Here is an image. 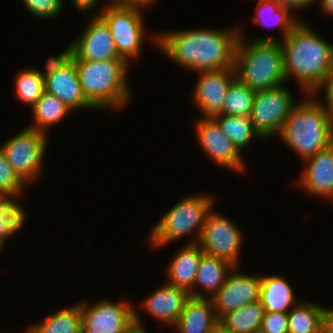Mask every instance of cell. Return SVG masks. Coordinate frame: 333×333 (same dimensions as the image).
I'll use <instances>...</instances> for the list:
<instances>
[{
	"mask_svg": "<svg viewBox=\"0 0 333 333\" xmlns=\"http://www.w3.org/2000/svg\"><path fill=\"white\" fill-rule=\"evenodd\" d=\"M14 87L17 99L33 107L45 92V78L36 68L23 69L17 75Z\"/></svg>",
	"mask_w": 333,
	"mask_h": 333,
	"instance_id": "obj_30",
	"label": "cell"
},
{
	"mask_svg": "<svg viewBox=\"0 0 333 333\" xmlns=\"http://www.w3.org/2000/svg\"><path fill=\"white\" fill-rule=\"evenodd\" d=\"M265 312L288 313L298 302L283 276H261L260 299Z\"/></svg>",
	"mask_w": 333,
	"mask_h": 333,
	"instance_id": "obj_21",
	"label": "cell"
},
{
	"mask_svg": "<svg viewBox=\"0 0 333 333\" xmlns=\"http://www.w3.org/2000/svg\"><path fill=\"white\" fill-rule=\"evenodd\" d=\"M45 91L55 95L71 110L89 107L94 109L83 94L73 59L64 68L45 77Z\"/></svg>",
	"mask_w": 333,
	"mask_h": 333,
	"instance_id": "obj_19",
	"label": "cell"
},
{
	"mask_svg": "<svg viewBox=\"0 0 333 333\" xmlns=\"http://www.w3.org/2000/svg\"><path fill=\"white\" fill-rule=\"evenodd\" d=\"M264 313L258 300L226 313L219 319V325L229 333H257L261 330Z\"/></svg>",
	"mask_w": 333,
	"mask_h": 333,
	"instance_id": "obj_22",
	"label": "cell"
},
{
	"mask_svg": "<svg viewBox=\"0 0 333 333\" xmlns=\"http://www.w3.org/2000/svg\"><path fill=\"white\" fill-rule=\"evenodd\" d=\"M324 308L308 302H298L288 312L289 333H322Z\"/></svg>",
	"mask_w": 333,
	"mask_h": 333,
	"instance_id": "obj_26",
	"label": "cell"
},
{
	"mask_svg": "<svg viewBox=\"0 0 333 333\" xmlns=\"http://www.w3.org/2000/svg\"><path fill=\"white\" fill-rule=\"evenodd\" d=\"M203 254L204 252L196 241L182 247L167 266L169 277L167 283L187 290L190 297L208 298V295L205 296L203 292L193 290L197 268Z\"/></svg>",
	"mask_w": 333,
	"mask_h": 333,
	"instance_id": "obj_17",
	"label": "cell"
},
{
	"mask_svg": "<svg viewBox=\"0 0 333 333\" xmlns=\"http://www.w3.org/2000/svg\"><path fill=\"white\" fill-rule=\"evenodd\" d=\"M154 1L157 0H112V2L122 5H130L144 8L150 4H154Z\"/></svg>",
	"mask_w": 333,
	"mask_h": 333,
	"instance_id": "obj_39",
	"label": "cell"
},
{
	"mask_svg": "<svg viewBox=\"0 0 333 333\" xmlns=\"http://www.w3.org/2000/svg\"><path fill=\"white\" fill-rule=\"evenodd\" d=\"M233 268L229 262L204 253L197 268L194 286H201L212 298Z\"/></svg>",
	"mask_w": 333,
	"mask_h": 333,
	"instance_id": "obj_23",
	"label": "cell"
},
{
	"mask_svg": "<svg viewBox=\"0 0 333 333\" xmlns=\"http://www.w3.org/2000/svg\"><path fill=\"white\" fill-rule=\"evenodd\" d=\"M24 185L25 182L16 174L0 148V195H10L18 199Z\"/></svg>",
	"mask_w": 333,
	"mask_h": 333,
	"instance_id": "obj_32",
	"label": "cell"
},
{
	"mask_svg": "<svg viewBox=\"0 0 333 333\" xmlns=\"http://www.w3.org/2000/svg\"><path fill=\"white\" fill-rule=\"evenodd\" d=\"M26 333H34V332L29 327V329L26 331Z\"/></svg>",
	"mask_w": 333,
	"mask_h": 333,
	"instance_id": "obj_44",
	"label": "cell"
},
{
	"mask_svg": "<svg viewBox=\"0 0 333 333\" xmlns=\"http://www.w3.org/2000/svg\"><path fill=\"white\" fill-rule=\"evenodd\" d=\"M74 2V5L76 9L79 11H87L90 10L93 6H95L96 2L98 0H72Z\"/></svg>",
	"mask_w": 333,
	"mask_h": 333,
	"instance_id": "obj_40",
	"label": "cell"
},
{
	"mask_svg": "<svg viewBox=\"0 0 333 333\" xmlns=\"http://www.w3.org/2000/svg\"><path fill=\"white\" fill-rule=\"evenodd\" d=\"M34 123L31 128L47 133L49 127L58 124L71 109L55 95L44 92L41 98L32 107Z\"/></svg>",
	"mask_w": 333,
	"mask_h": 333,
	"instance_id": "obj_24",
	"label": "cell"
},
{
	"mask_svg": "<svg viewBox=\"0 0 333 333\" xmlns=\"http://www.w3.org/2000/svg\"><path fill=\"white\" fill-rule=\"evenodd\" d=\"M322 333H333V309L324 308Z\"/></svg>",
	"mask_w": 333,
	"mask_h": 333,
	"instance_id": "obj_37",
	"label": "cell"
},
{
	"mask_svg": "<svg viewBox=\"0 0 333 333\" xmlns=\"http://www.w3.org/2000/svg\"><path fill=\"white\" fill-rule=\"evenodd\" d=\"M88 25L78 40L71 43L73 60L123 59L116 51L109 26L98 14L89 21Z\"/></svg>",
	"mask_w": 333,
	"mask_h": 333,
	"instance_id": "obj_14",
	"label": "cell"
},
{
	"mask_svg": "<svg viewBox=\"0 0 333 333\" xmlns=\"http://www.w3.org/2000/svg\"><path fill=\"white\" fill-rule=\"evenodd\" d=\"M218 325L212 299L190 297L174 328L178 333H211Z\"/></svg>",
	"mask_w": 333,
	"mask_h": 333,
	"instance_id": "obj_20",
	"label": "cell"
},
{
	"mask_svg": "<svg viewBox=\"0 0 333 333\" xmlns=\"http://www.w3.org/2000/svg\"><path fill=\"white\" fill-rule=\"evenodd\" d=\"M281 6H287L291 10L300 9L310 5L312 2L317 0H276Z\"/></svg>",
	"mask_w": 333,
	"mask_h": 333,
	"instance_id": "obj_38",
	"label": "cell"
},
{
	"mask_svg": "<svg viewBox=\"0 0 333 333\" xmlns=\"http://www.w3.org/2000/svg\"><path fill=\"white\" fill-rule=\"evenodd\" d=\"M323 86L325 87L326 91V104L324 106L333 114V66L330 73L321 85V87Z\"/></svg>",
	"mask_w": 333,
	"mask_h": 333,
	"instance_id": "obj_36",
	"label": "cell"
},
{
	"mask_svg": "<svg viewBox=\"0 0 333 333\" xmlns=\"http://www.w3.org/2000/svg\"><path fill=\"white\" fill-rule=\"evenodd\" d=\"M74 62L83 94L94 108L121 109L126 105L130 99L129 64L124 59Z\"/></svg>",
	"mask_w": 333,
	"mask_h": 333,
	"instance_id": "obj_5",
	"label": "cell"
},
{
	"mask_svg": "<svg viewBox=\"0 0 333 333\" xmlns=\"http://www.w3.org/2000/svg\"><path fill=\"white\" fill-rule=\"evenodd\" d=\"M200 146L218 165L243 171L242 154L234 143L223 133L213 118H201L196 123Z\"/></svg>",
	"mask_w": 333,
	"mask_h": 333,
	"instance_id": "obj_13",
	"label": "cell"
},
{
	"mask_svg": "<svg viewBox=\"0 0 333 333\" xmlns=\"http://www.w3.org/2000/svg\"><path fill=\"white\" fill-rule=\"evenodd\" d=\"M241 32L235 50L236 77L255 91L281 86L287 80L281 42L271 35L245 44Z\"/></svg>",
	"mask_w": 333,
	"mask_h": 333,
	"instance_id": "obj_4",
	"label": "cell"
},
{
	"mask_svg": "<svg viewBox=\"0 0 333 333\" xmlns=\"http://www.w3.org/2000/svg\"><path fill=\"white\" fill-rule=\"evenodd\" d=\"M239 29H194L157 34L153 40L170 59L189 70L234 68Z\"/></svg>",
	"mask_w": 333,
	"mask_h": 333,
	"instance_id": "obj_1",
	"label": "cell"
},
{
	"mask_svg": "<svg viewBox=\"0 0 333 333\" xmlns=\"http://www.w3.org/2000/svg\"><path fill=\"white\" fill-rule=\"evenodd\" d=\"M80 309L82 333H131L135 328L145 329L135 309L126 301L80 303Z\"/></svg>",
	"mask_w": 333,
	"mask_h": 333,
	"instance_id": "obj_8",
	"label": "cell"
},
{
	"mask_svg": "<svg viewBox=\"0 0 333 333\" xmlns=\"http://www.w3.org/2000/svg\"><path fill=\"white\" fill-rule=\"evenodd\" d=\"M30 329L34 333H82L80 304L46 316L42 323L34 324Z\"/></svg>",
	"mask_w": 333,
	"mask_h": 333,
	"instance_id": "obj_27",
	"label": "cell"
},
{
	"mask_svg": "<svg viewBox=\"0 0 333 333\" xmlns=\"http://www.w3.org/2000/svg\"><path fill=\"white\" fill-rule=\"evenodd\" d=\"M235 269L229 272L222 287L211 298L218 319L260 299L261 277L234 273Z\"/></svg>",
	"mask_w": 333,
	"mask_h": 333,
	"instance_id": "obj_12",
	"label": "cell"
},
{
	"mask_svg": "<svg viewBox=\"0 0 333 333\" xmlns=\"http://www.w3.org/2000/svg\"><path fill=\"white\" fill-rule=\"evenodd\" d=\"M46 137L47 133L27 127L0 147L16 174L26 183L41 174Z\"/></svg>",
	"mask_w": 333,
	"mask_h": 333,
	"instance_id": "obj_9",
	"label": "cell"
},
{
	"mask_svg": "<svg viewBox=\"0 0 333 333\" xmlns=\"http://www.w3.org/2000/svg\"><path fill=\"white\" fill-rule=\"evenodd\" d=\"M301 103L285 119L279 136L304 161L333 143V114L313 97Z\"/></svg>",
	"mask_w": 333,
	"mask_h": 333,
	"instance_id": "obj_3",
	"label": "cell"
},
{
	"mask_svg": "<svg viewBox=\"0 0 333 333\" xmlns=\"http://www.w3.org/2000/svg\"><path fill=\"white\" fill-rule=\"evenodd\" d=\"M256 8L255 16H253L254 24L267 27L269 22H271L274 26L281 28L283 39L299 22L293 18L294 15L291 16L290 11L292 10L289 7L281 6L276 0H259Z\"/></svg>",
	"mask_w": 333,
	"mask_h": 333,
	"instance_id": "obj_25",
	"label": "cell"
},
{
	"mask_svg": "<svg viewBox=\"0 0 333 333\" xmlns=\"http://www.w3.org/2000/svg\"><path fill=\"white\" fill-rule=\"evenodd\" d=\"M105 5L98 15L109 26L118 55L128 63L142 49L145 36L142 8L114 2Z\"/></svg>",
	"mask_w": 333,
	"mask_h": 333,
	"instance_id": "obj_7",
	"label": "cell"
},
{
	"mask_svg": "<svg viewBox=\"0 0 333 333\" xmlns=\"http://www.w3.org/2000/svg\"><path fill=\"white\" fill-rule=\"evenodd\" d=\"M296 106L292 94L282 85L256 91L250 120L261 138L279 134L285 119Z\"/></svg>",
	"mask_w": 333,
	"mask_h": 333,
	"instance_id": "obj_10",
	"label": "cell"
},
{
	"mask_svg": "<svg viewBox=\"0 0 333 333\" xmlns=\"http://www.w3.org/2000/svg\"><path fill=\"white\" fill-rule=\"evenodd\" d=\"M199 74L193 99L204 118H213L221 114L229 85L236 77L235 69L200 71Z\"/></svg>",
	"mask_w": 333,
	"mask_h": 333,
	"instance_id": "obj_15",
	"label": "cell"
},
{
	"mask_svg": "<svg viewBox=\"0 0 333 333\" xmlns=\"http://www.w3.org/2000/svg\"><path fill=\"white\" fill-rule=\"evenodd\" d=\"M304 163L307 168L298 185L314 196L333 199V143Z\"/></svg>",
	"mask_w": 333,
	"mask_h": 333,
	"instance_id": "obj_16",
	"label": "cell"
},
{
	"mask_svg": "<svg viewBox=\"0 0 333 333\" xmlns=\"http://www.w3.org/2000/svg\"><path fill=\"white\" fill-rule=\"evenodd\" d=\"M260 331L262 333H289L288 313L265 312Z\"/></svg>",
	"mask_w": 333,
	"mask_h": 333,
	"instance_id": "obj_34",
	"label": "cell"
},
{
	"mask_svg": "<svg viewBox=\"0 0 333 333\" xmlns=\"http://www.w3.org/2000/svg\"><path fill=\"white\" fill-rule=\"evenodd\" d=\"M213 119L240 152L249 145L253 137L261 138L255 131L250 117L218 114Z\"/></svg>",
	"mask_w": 333,
	"mask_h": 333,
	"instance_id": "obj_28",
	"label": "cell"
},
{
	"mask_svg": "<svg viewBox=\"0 0 333 333\" xmlns=\"http://www.w3.org/2000/svg\"><path fill=\"white\" fill-rule=\"evenodd\" d=\"M24 5L36 17L53 18L60 14L63 0H23Z\"/></svg>",
	"mask_w": 333,
	"mask_h": 333,
	"instance_id": "obj_33",
	"label": "cell"
},
{
	"mask_svg": "<svg viewBox=\"0 0 333 333\" xmlns=\"http://www.w3.org/2000/svg\"><path fill=\"white\" fill-rule=\"evenodd\" d=\"M189 298L187 290L166 282L161 288L152 292L142 305L153 318L174 326Z\"/></svg>",
	"mask_w": 333,
	"mask_h": 333,
	"instance_id": "obj_18",
	"label": "cell"
},
{
	"mask_svg": "<svg viewBox=\"0 0 333 333\" xmlns=\"http://www.w3.org/2000/svg\"><path fill=\"white\" fill-rule=\"evenodd\" d=\"M73 57V46L69 44V46L62 51L59 56H51L47 59L46 62V71L43 73L38 70L39 73L45 78L53 73H56L58 70L64 68Z\"/></svg>",
	"mask_w": 333,
	"mask_h": 333,
	"instance_id": "obj_35",
	"label": "cell"
},
{
	"mask_svg": "<svg viewBox=\"0 0 333 333\" xmlns=\"http://www.w3.org/2000/svg\"><path fill=\"white\" fill-rule=\"evenodd\" d=\"M323 12L332 16L333 14V0H319Z\"/></svg>",
	"mask_w": 333,
	"mask_h": 333,
	"instance_id": "obj_41",
	"label": "cell"
},
{
	"mask_svg": "<svg viewBox=\"0 0 333 333\" xmlns=\"http://www.w3.org/2000/svg\"><path fill=\"white\" fill-rule=\"evenodd\" d=\"M211 333H229L225 331L220 325H218Z\"/></svg>",
	"mask_w": 333,
	"mask_h": 333,
	"instance_id": "obj_42",
	"label": "cell"
},
{
	"mask_svg": "<svg viewBox=\"0 0 333 333\" xmlns=\"http://www.w3.org/2000/svg\"><path fill=\"white\" fill-rule=\"evenodd\" d=\"M10 195H0V245L3 247L5 240L22 228L26 220V211Z\"/></svg>",
	"mask_w": 333,
	"mask_h": 333,
	"instance_id": "obj_31",
	"label": "cell"
},
{
	"mask_svg": "<svg viewBox=\"0 0 333 333\" xmlns=\"http://www.w3.org/2000/svg\"><path fill=\"white\" fill-rule=\"evenodd\" d=\"M231 220L212 210L208 213L197 244L210 256L217 257L238 267L242 237Z\"/></svg>",
	"mask_w": 333,
	"mask_h": 333,
	"instance_id": "obj_11",
	"label": "cell"
},
{
	"mask_svg": "<svg viewBox=\"0 0 333 333\" xmlns=\"http://www.w3.org/2000/svg\"><path fill=\"white\" fill-rule=\"evenodd\" d=\"M319 37L298 22L281 42L286 79L295 76L310 96L316 95L333 66V45Z\"/></svg>",
	"mask_w": 333,
	"mask_h": 333,
	"instance_id": "obj_2",
	"label": "cell"
},
{
	"mask_svg": "<svg viewBox=\"0 0 333 333\" xmlns=\"http://www.w3.org/2000/svg\"><path fill=\"white\" fill-rule=\"evenodd\" d=\"M131 333H147L145 329H137L135 328Z\"/></svg>",
	"mask_w": 333,
	"mask_h": 333,
	"instance_id": "obj_43",
	"label": "cell"
},
{
	"mask_svg": "<svg viewBox=\"0 0 333 333\" xmlns=\"http://www.w3.org/2000/svg\"><path fill=\"white\" fill-rule=\"evenodd\" d=\"M213 197L194 195L178 202L157 223L149 236L150 244L156 248L196 230L197 241L208 213L212 210Z\"/></svg>",
	"mask_w": 333,
	"mask_h": 333,
	"instance_id": "obj_6",
	"label": "cell"
},
{
	"mask_svg": "<svg viewBox=\"0 0 333 333\" xmlns=\"http://www.w3.org/2000/svg\"><path fill=\"white\" fill-rule=\"evenodd\" d=\"M255 93L235 77L229 85L221 114L250 117Z\"/></svg>",
	"mask_w": 333,
	"mask_h": 333,
	"instance_id": "obj_29",
	"label": "cell"
}]
</instances>
